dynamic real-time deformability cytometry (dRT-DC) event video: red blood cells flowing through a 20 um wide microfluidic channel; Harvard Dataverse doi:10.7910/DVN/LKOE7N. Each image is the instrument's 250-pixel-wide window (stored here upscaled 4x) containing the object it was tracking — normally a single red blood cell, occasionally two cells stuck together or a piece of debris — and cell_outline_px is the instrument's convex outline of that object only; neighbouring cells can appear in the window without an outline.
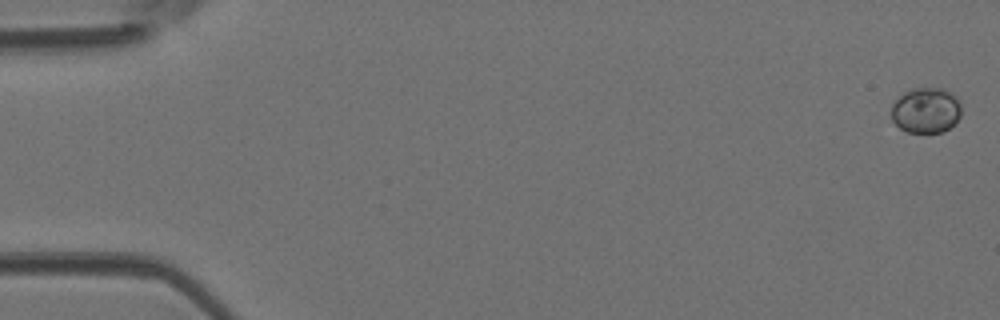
{"species": "Egyptian fruit bat (a non-hibernating species)", "species_latin": "Rousettus aegyptiacus", "temperature_condition": "room temperature", "stored_images_in_passage": 18, "camera_frame_rate_fps": 3000, "um_per_image_px": 0.085, "animal": {"sex": "female"}, "frame": {"image": 1, "passage_image": 1, "time_ms": 0.0, "image_size_px": [1000, 320], "cell_outline_px": [[960, 116], [948, 128], [940, 132], [908, 132], [900, 128], [892, 120], [892, 104], [904, 92], [912, 88], [944, 88], [960, 104]], "centroid_in_image_um": [78.66, 9.37], "position_along_channel_um": 6.3, "area_um2": 18.15}}
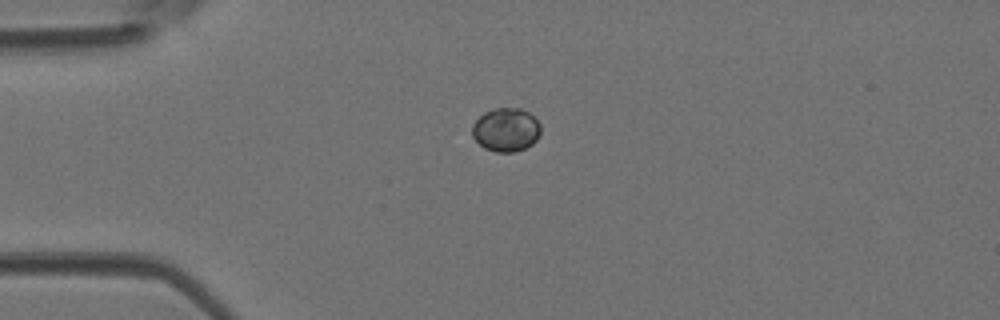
{"frame": {"image": 2, "passage_image": 12, "time_ms": 3.667, "image_size_px": [1000, 320], "cell_outline_px": [[540, 132], [536, 140], [532, 144], [524, 148], [512, 152], [496, 152], [484, 148], [472, 136], [472, 124], [484, 112], [496, 108], [520, 108], [528, 112], [540, 124]], "centroid_in_image_um": [42.99, 11.03], "position_along_channel_um": 42.0, "area_um2": 17.28}}
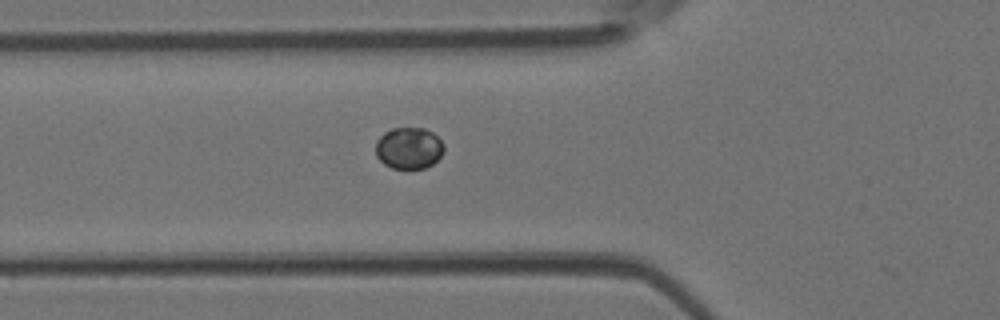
{"frame": {"image": 3, "passage_image": 17, "time_ms": 5.333, "image_size_px": [1000, 320], "cell_outline_px": [[444, 152], [432, 164], [424, 168], [392, 168], [384, 164], [376, 156], [376, 140], [384, 132], [392, 128], [424, 128], [432, 132], [444, 144]], "centroid_in_image_um": [34.74, 12.58], "position_along_channel_um": 91.1, "area_um2": 16.53}}